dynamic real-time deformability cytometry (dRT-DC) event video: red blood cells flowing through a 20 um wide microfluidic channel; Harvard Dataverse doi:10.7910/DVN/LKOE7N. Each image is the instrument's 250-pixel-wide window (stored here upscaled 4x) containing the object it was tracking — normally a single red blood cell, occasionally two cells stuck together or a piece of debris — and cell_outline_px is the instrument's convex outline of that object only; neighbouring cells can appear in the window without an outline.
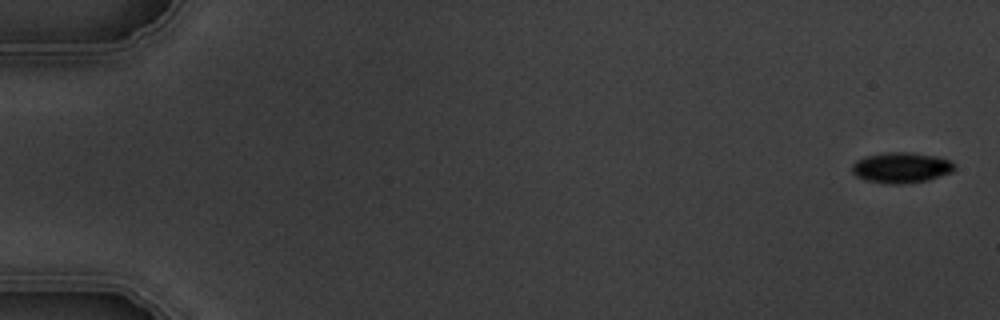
{"species": "common noctule bat (a hibernating species)", "species_latin": "Nyctalus noctula", "temperature_condition": "warm", "stored_images_in_passage": 7, "camera_frame_rate_fps": 3000, "um_per_image_px": 0.085, "animal": {"sex": "male", "body_mass_g": 19.5, "forearm_length_mm": 54.6}, "frame": {"image": 1, "passage_image": 1, "time_ms": 0.0, "image_size_px": [1000, 320], "cell_outline_px": [[956, 168], [952, 172], [928, 180], [900, 184], [884, 184], [864, 180], [856, 176], [852, 172], [852, 164], [856, 160], [864, 156], [884, 152], [912, 152], [940, 156], [952, 160], [956, 164]], "centroid_in_image_um": [76.63, 14.24], "position_along_channel_um": 8.4, "area_um2": 18.79}}
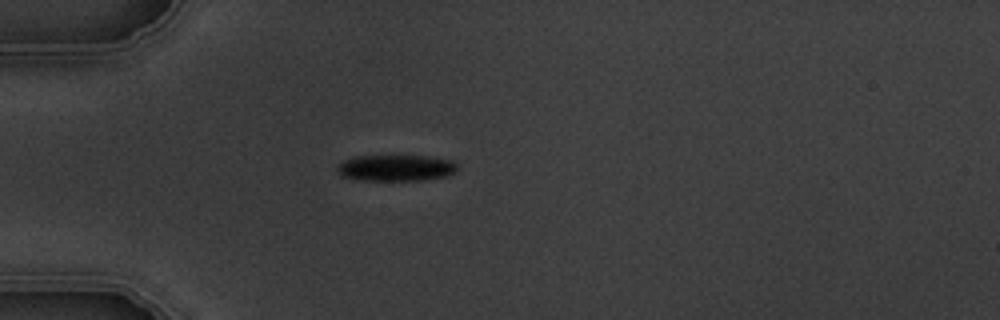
{"frame": {"image": 2, "passage_image": 5, "time_ms": 5.0, "image_size_px": [1000, 320], "cell_outline_px": [[456, 172], [448, 176], [420, 180], [364, 180], [344, 176], [336, 172], [336, 164], [344, 160], [356, 156], [428, 156], [452, 160], [456, 164]], "centroid_in_image_um": [33.65, 14.26], "position_along_channel_um": 51.4, "area_um2": 18.38}}